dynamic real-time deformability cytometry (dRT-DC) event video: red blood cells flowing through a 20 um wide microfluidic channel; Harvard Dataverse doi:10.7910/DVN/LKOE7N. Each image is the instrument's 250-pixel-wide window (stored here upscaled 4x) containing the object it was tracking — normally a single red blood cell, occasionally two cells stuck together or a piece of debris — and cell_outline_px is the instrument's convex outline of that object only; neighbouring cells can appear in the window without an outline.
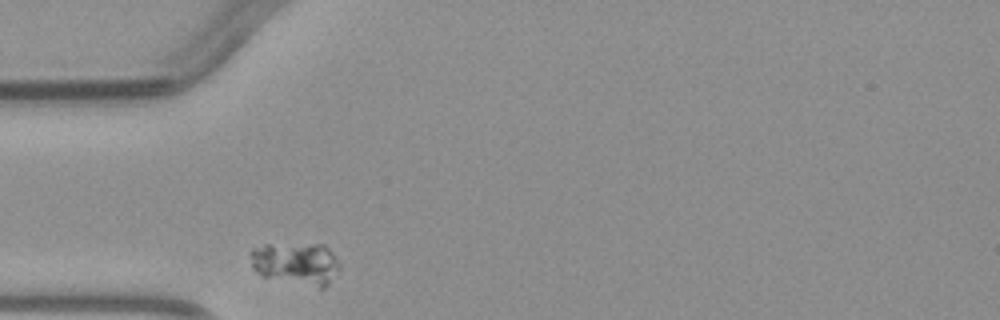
{"species": "common noctule bat (a hibernating species)", "species_latin": "Nyctalus noctula", "temperature_condition": "warm", "stored_images_in_passage": 5, "camera_frame_rate_fps": 3000, "um_per_image_px": 0.085, "animal": {"sex": "male", "body_mass_g": 23.1, "forearm_length_mm": 52.7}, "frame": {"image": 1, "passage_image": 1, "time_ms": 0.0, "image_size_px": [1000, 320], "cell_outline_px": [[340, 268], [328, 284], [324, 288], [320, 288], [264, 276], [256, 272], [252, 268], [252, 248], [264, 244], [324, 244], [332, 252], [340, 264]], "centroid_in_image_um": [25.19, 22.38], "position_along_channel_um": 59.8, "area_um2": 21.91}}
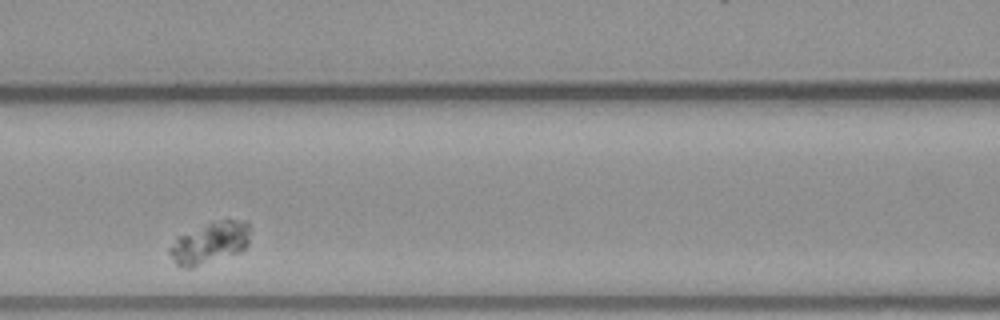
{"frame": {"image": 2, "passage_image": 3, "time_ms": 2.333, "image_size_px": [1000, 320], "cell_outline_px": [[248, 244], [240, 252], [192, 268], [184, 268], [176, 264], [168, 252], [168, 248], [176, 236], [208, 224], [224, 220], [248, 220]], "centroid_in_image_um": [17.8, 20.66], "position_along_channel_um": 148.8, "area_um2": 19.31}}
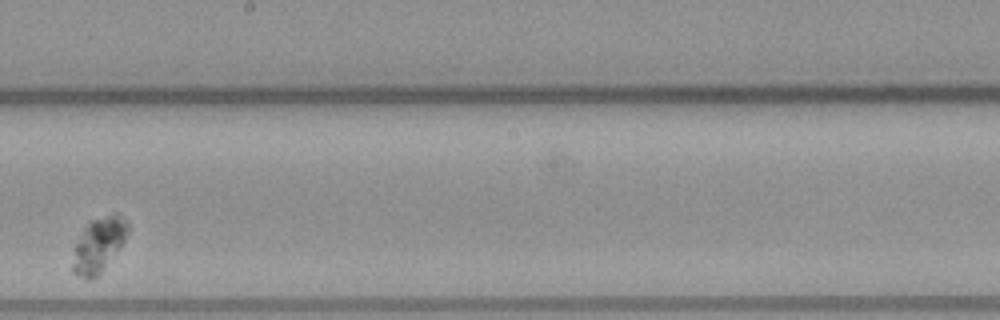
{"frame": {"image": 3, "passage_image": 5, "time_ms": 4.667, "image_size_px": [1000, 320], "cell_outline_px": [[128, 232], [124, 240], [116, 252], [100, 272], [96, 276], [88, 280], [72, 272], [72, 264], [76, 244], [84, 228], [92, 220], [116, 212], [120, 212], [128, 224]], "centroid_in_image_um": [8.4, 20.78], "position_along_channel_um": 239.8, "area_um2": 17.11}}